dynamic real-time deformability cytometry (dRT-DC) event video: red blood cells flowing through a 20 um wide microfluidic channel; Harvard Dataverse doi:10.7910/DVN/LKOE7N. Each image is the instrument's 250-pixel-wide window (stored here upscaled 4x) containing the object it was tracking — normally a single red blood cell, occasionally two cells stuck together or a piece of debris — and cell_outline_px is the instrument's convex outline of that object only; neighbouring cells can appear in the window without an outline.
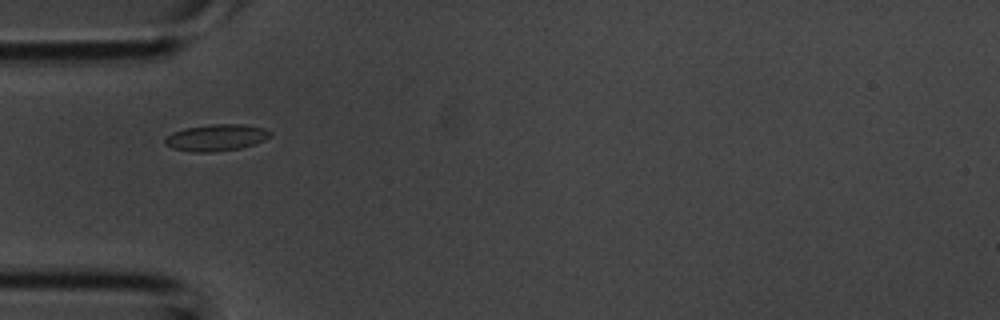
{"species": "common noctule bat (a hibernating species)", "species_latin": "Nyctalus noctula", "temperature_condition": "room temperature", "stored_images_in_passage": 2, "camera_frame_rate_fps": 3000, "um_per_image_px": 0.085, "animal": {"sex": "male", "body_mass_g": 20.1, "forearm_length_mm": 53.5}, "frame": {"image": 1, "passage_image": 1, "time_ms": 0.0, "image_size_px": [1000, 320], "cell_outline_px": [[272, 136], [264, 140], [240, 148], [212, 152], [192, 152], [172, 148], [164, 144], [164, 140], [172, 132], [184, 128], [212, 124], [240, 124], [264, 128], [272, 132]], "centroid_in_image_um": [18.37, 11.69], "position_along_channel_um": 66.6, "area_um2": 16.3}}
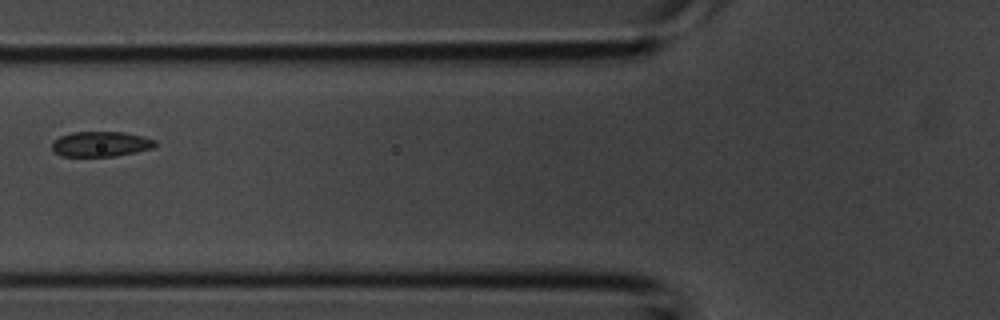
{"frame": {"image": 2, "passage_image": 2, "time_ms": 0.333, "image_size_px": [1000, 320], "cell_outline_px": [[156, 144], [152, 148], [136, 152], [116, 156], [64, 156], [56, 152], [52, 148], [52, 144], [60, 136], [72, 132], [124, 132], [156, 140]], "centroid_in_image_um": [8.58, 12.24], "position_along_channel_um": 117.2, "area_um2": 14.91}}